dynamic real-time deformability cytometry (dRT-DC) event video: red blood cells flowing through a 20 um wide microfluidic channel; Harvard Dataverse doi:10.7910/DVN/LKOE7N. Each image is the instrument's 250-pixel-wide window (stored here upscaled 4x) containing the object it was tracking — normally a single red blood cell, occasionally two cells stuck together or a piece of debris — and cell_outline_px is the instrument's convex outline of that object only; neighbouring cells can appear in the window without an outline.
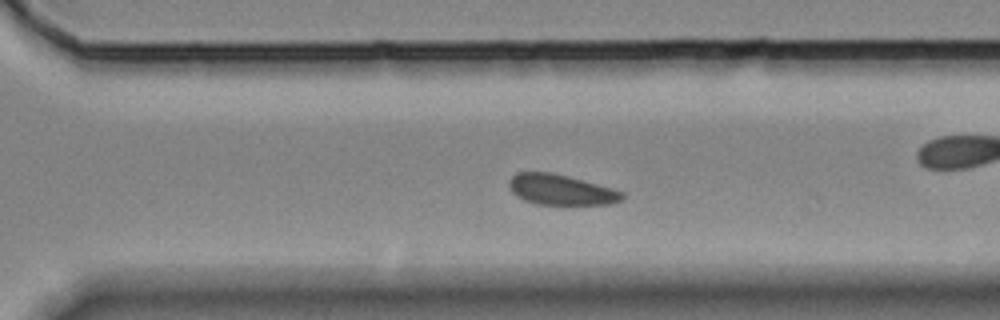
{"species": "Egyptian fruit bat (a non-hibernating species)", "species_latin": "Rousettus aegyptiacus", "temperature_condition": "room temperature", "stored_images_in_passage": 36, "camera_frame_rate_fps": 3000, "um_per_image_px": 0.085, "animal": {"sex": "female"}, "frame": {"image": 1, "passage_image": 21, "time_ms": 6.667, "image_size_px": [1000, 320], "cell_outline_px": [[624, 200], [612, 204], [536, 204], [524, 200], [516, 196], [512, 192], [508, 184], [508, 180], [516, 172], [552, 172], [568, 176], [612, 188], [624, 192]], "centroid_in_image_um": [47.67, 16.12], "position_along_channel_um": 322.9, "area_um2": 20.17}}
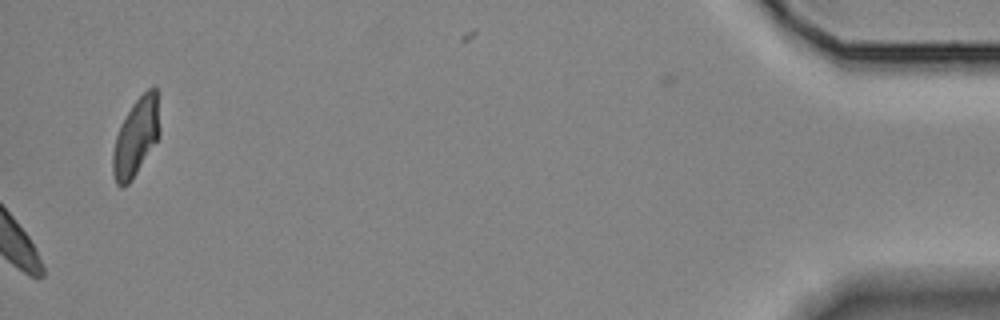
{"frame": {"image": 2, "passage_image": 36, "time_ms": 11.667, "image_size_px": [1000, 320], "cell_outline_px": [[160, 136], [132, 180], [128, 184], [120, 188], [116, 184], [112, 172], [112, 152], [116, 136], [120, 124], [132, 104], [148, 88], [156, 88], [160, 128]], "centroid_in_image_um": [11.54, 11.69], "position_along_channel_um": 423.7, "area_um2": 21.39}}